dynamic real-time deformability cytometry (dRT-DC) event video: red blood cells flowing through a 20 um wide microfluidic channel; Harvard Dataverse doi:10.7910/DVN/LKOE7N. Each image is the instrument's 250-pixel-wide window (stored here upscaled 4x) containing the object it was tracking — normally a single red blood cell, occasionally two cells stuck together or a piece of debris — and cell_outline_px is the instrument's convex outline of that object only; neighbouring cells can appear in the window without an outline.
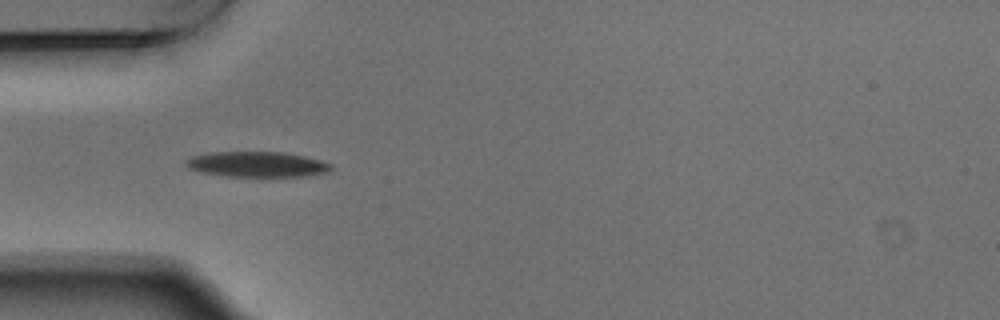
{"species": "Egyptian fruit bat (a non-hibernating species)", "species_latin": "Rousettus aegyptiacus", "temperature_condition": "warm", "stored_images_in_passage": 5, "camera_frame_rate_fps": 3000, "um_per_image_px": 0.085, "animal": {"sex": "male"}, "frame": {"image": 1, "passage_image": 4, "time_ms": 1.0, "image_size_px": [1000, 320], "cell_outline_px": [[332, 168], [328, 172], [308, 176], [224, 176], [200, 172], [188, 168], [184, 164], [184, 160], [192, 156], [212, 152], [284, 152], [304, 156], [320, 160], [332, 164]], "centroid_in_image_um": [21.83, 13.97], "position_along_channel_um": 63.2, "area_um2": 21.56}}
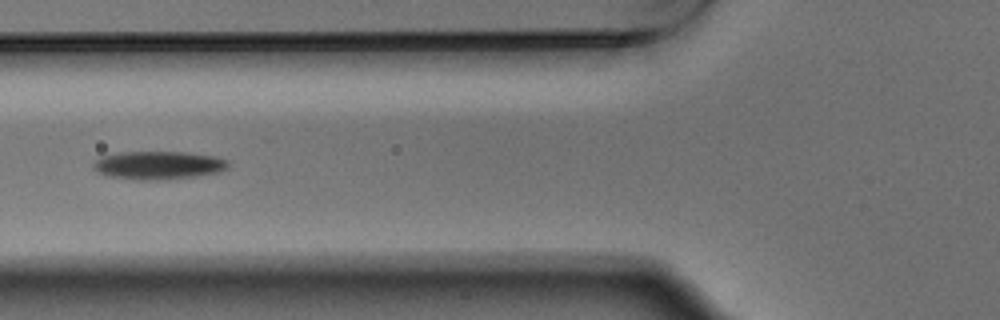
{"frame": {"image": 2, "passage_image": 5, "time_ms": 1.333, "image_size_px": [1000, 320], "cell_outline_px": [[228, 168], [220, 172], [196, 176], [168, 180], [136, 180], [108, 176], [96, 172], [92, 168], [92, 160], [100, 156], [120, 152], [184, 152], [212, 156], [228, 160]], "centroid_in_image_um": [13.4, 14.05], "position_along_channel_um": 112.4, "area_um2": 22.54}}